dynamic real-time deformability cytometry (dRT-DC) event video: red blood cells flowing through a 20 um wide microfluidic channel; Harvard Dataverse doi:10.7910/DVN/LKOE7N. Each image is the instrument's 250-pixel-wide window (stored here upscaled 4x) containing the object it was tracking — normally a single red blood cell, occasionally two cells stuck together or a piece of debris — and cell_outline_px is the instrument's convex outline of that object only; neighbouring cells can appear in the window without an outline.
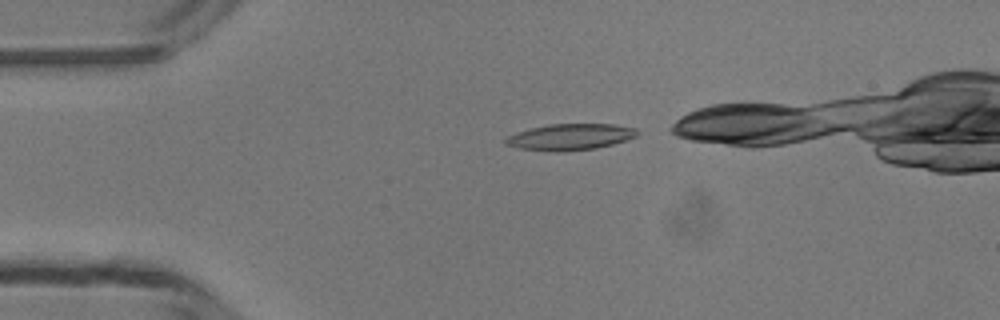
{"species": "common noctule bat (a hibernating species)", "species_latin": "Nyctalus noctula", "temperature_condition": "room temperature", "stored_images_in_passage": 31, "camera_frame_rate_fps": 3000, "um_per_image_px": 0.085, "animal": {"sex": "male", "body_mass_g": 13.3}, "frame": {"image": 1, "passage_image": 2, "time_ms": 0.333, "image_size_px": [1000, 320], "cell_outline_px": [[640, 132], [636, 136], [612, 144], [596, 148], [564, 152], [556, 152], [520, 148], [504, 144], [504, 140], [508, 136], [516, 132], [548, 124], [616, 124], [636, 128]], "centroid_in_image_um": [48.47, 11.64], "position_along_channel_um": 36.5, "area_um2": 20.17}}
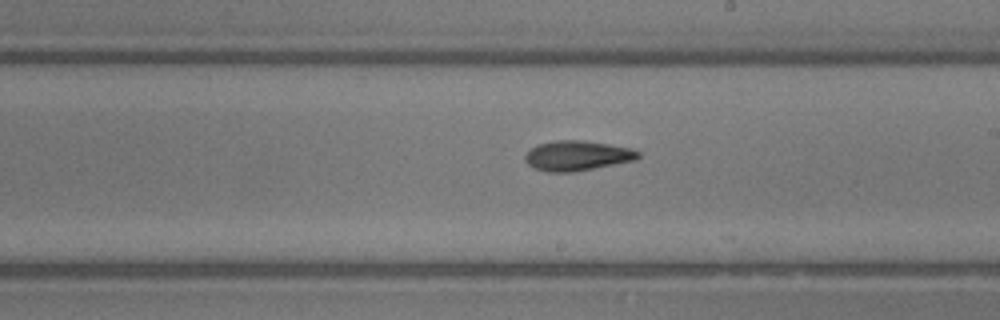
{"frame": {"image": 2, "passage_image": 19, "time_ms": 6.0, "image_size_px": [1000, 320], "cell_outline_px": [[640, 156], [636, 160], [576, 172], [544, 172], [532, 168], [524, 160], [524, 156], [536, 144], [552, 140], [584, 140], [632, 148], [640, 152]], "centroid_in_image_um": [49.04, 13.24], "position_along_channel_um": 240.0, "area_um2": 20.11}}
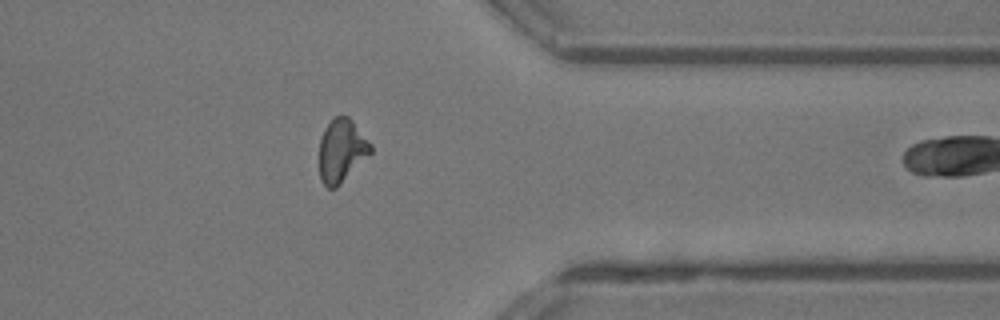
{"frame": {"image": 3, "passage_image": 30, "time_ms": 9.667, "image_size_px": [1000, 320], "cell_outline_px": [[372, 152], [336, 188], [328, 188], [320, 180], [320, 140], [324, 128], [336, 116], [348, 116], [352, 120], [372, 144]], "centroid_in_image_um": [29.04, 12.8], "position_along_channel_um": 382.4, "area_um2": 18.73}}